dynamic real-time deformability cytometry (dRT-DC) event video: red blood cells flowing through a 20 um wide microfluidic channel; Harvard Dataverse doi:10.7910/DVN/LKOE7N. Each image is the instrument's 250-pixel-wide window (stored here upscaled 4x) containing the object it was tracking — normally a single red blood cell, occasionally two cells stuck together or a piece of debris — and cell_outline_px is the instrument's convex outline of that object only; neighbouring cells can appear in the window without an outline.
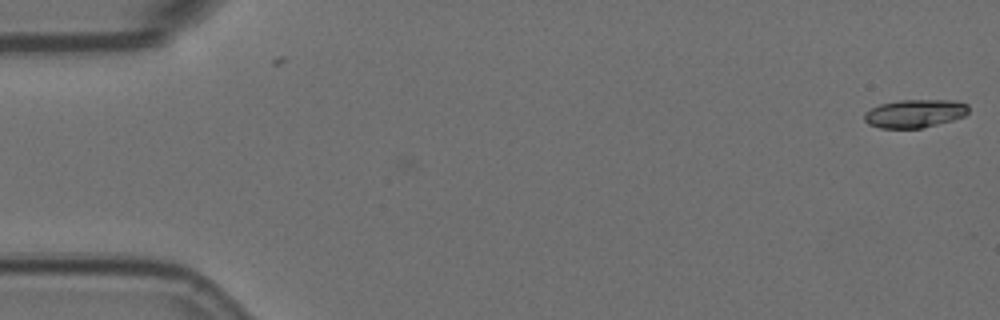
{"species": "Egyptian fruit bat (a non-hibernating species)", "species_latin": "Rousettus aegyptiacus", "temperature_condition": "room temperature", "stored_images_in_passage": 2, "camera_frame_rate_fps": 3000, "um_per_image_px": 0.085, "animal": {"sex": "female"}, "frame": {"image": 1, "passage_image": 2, "time_ms": 0.333, "image_size_px": [1000, 320], "cell_outline_px": [[968, 112], [964, 116], [952, 120], [920, 128], [880, 128], [868, 124], [864, 120], [864, 112], [880, 104], [900, 100], [956, 100], [968, 104]], "centroid_in_image_um": [77.75, 9.64], "position_along_channel_um": 7.2, "area_um2": 17.11}}